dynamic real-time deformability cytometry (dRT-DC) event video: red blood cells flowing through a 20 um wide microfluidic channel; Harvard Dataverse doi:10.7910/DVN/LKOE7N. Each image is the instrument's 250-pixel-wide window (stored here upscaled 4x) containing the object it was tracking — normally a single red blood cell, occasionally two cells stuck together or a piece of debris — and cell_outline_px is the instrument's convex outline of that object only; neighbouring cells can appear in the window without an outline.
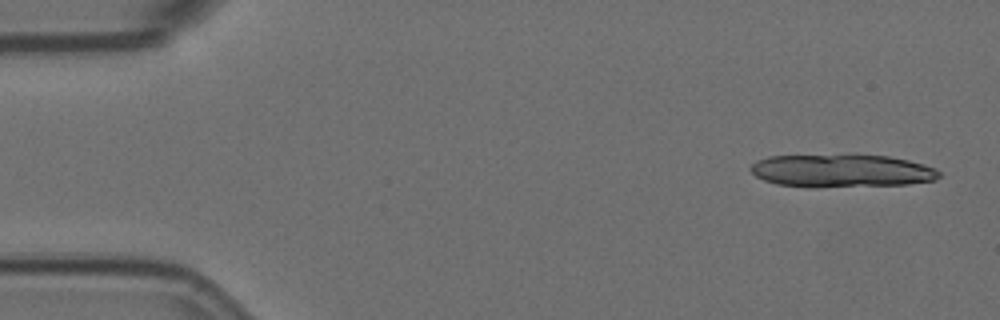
{"species": "Egyptian fruit bat (a non-hibernating species)", "species_latin": "Rousettus aegyptiacus", "temperature_condition": "room temperature", "stored_images_in_passage": 5, "camera_frame_rate_fps": 3000, "um_per_image_px": 0.085, "animal": {"sex": "female"}, "frame": {"image": 1, "passage_image": 1, "time_ms": 0.0, "image_size_px": [1000, 320], "cell_outline_px": [[940, 176], [936, 180], [908, 184], [816, 188], [808, 188], [776, 184], [764, 180], [756, 176], [748, 168], [756, 160], [768, 156], [888, 156], [908, 160], [924, 164], [936, 168], [940, 172]], "centroid_in_image_um": [71.53, 14.55], "position_along_channel_um": 13.5, "area_um2": 36.18}}
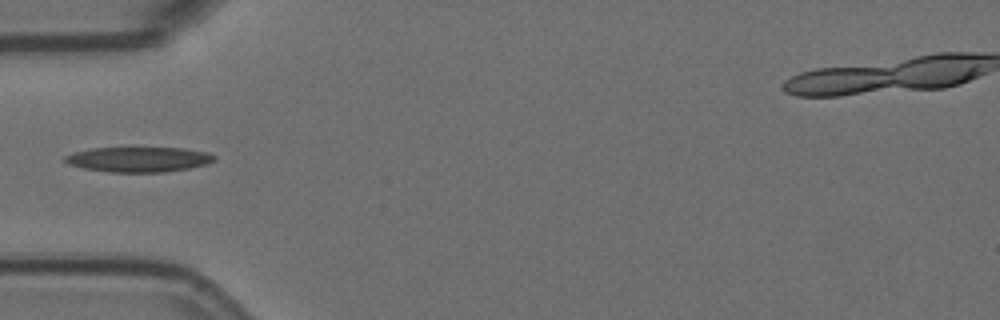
{"frame": {"image": 2, "passage_image": 5, "time_ms": 1.333, "image_size_px": [1000, 320], "cell_outline_px": [[216, 160], [208, 164], [188, 168], [164, 172], [108, 172], [84, 168], [68, 164], [64, 160], [64, 156], [72, 152], [92, 148], [184, 148], [208, 152], [216, 156]], "centroid_in_image_um": [11.8, 13.54], "position_along_channel_um": 73.2, "area_um2": 21.91}}